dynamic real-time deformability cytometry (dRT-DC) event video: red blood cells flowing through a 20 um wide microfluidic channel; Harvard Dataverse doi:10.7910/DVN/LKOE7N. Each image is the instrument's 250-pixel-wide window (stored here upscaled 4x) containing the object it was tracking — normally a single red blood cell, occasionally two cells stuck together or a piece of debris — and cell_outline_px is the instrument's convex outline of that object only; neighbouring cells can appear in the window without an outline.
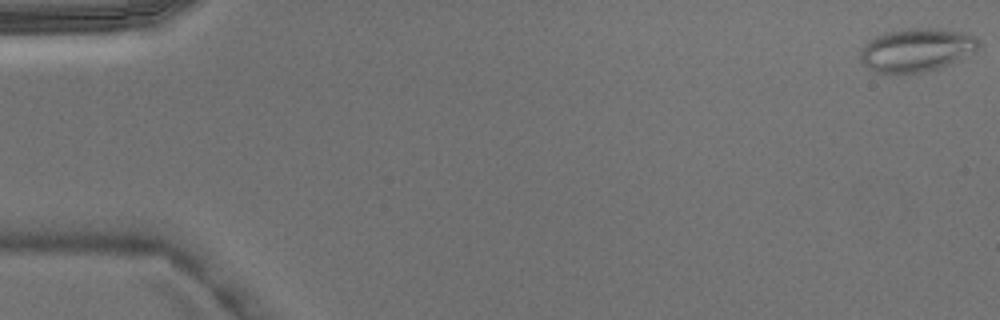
{"species": "Egyptian fruit bat (a non-hibernating species)", "species_latin": "Rousettus aegyptiacus", "temperature_condition": "warm", "stored_images_in_passage": 5, "camera_frame_rate_fps": 3000, "um_per_image_px": 0.085, "animal": {"sex": "male"}, "frame": {"image": 1, "passage_image": 1, "time_ms": 0.0, "image_size_px": [1000, 320], "cell_outline_px": [[980, 48], [976, 52], [948, 64], [936, 68], [920, 72], [872, 72], [860, 60], [860, 48], [868, 40], [884, 32], [908, 28], [936, 28], [960, 32], [972, 36], [980, 40]], "centroid_in_image_um": [77.88, 4.22], "position_along_channel_um": 7.1, "area_um2": 29.77}}
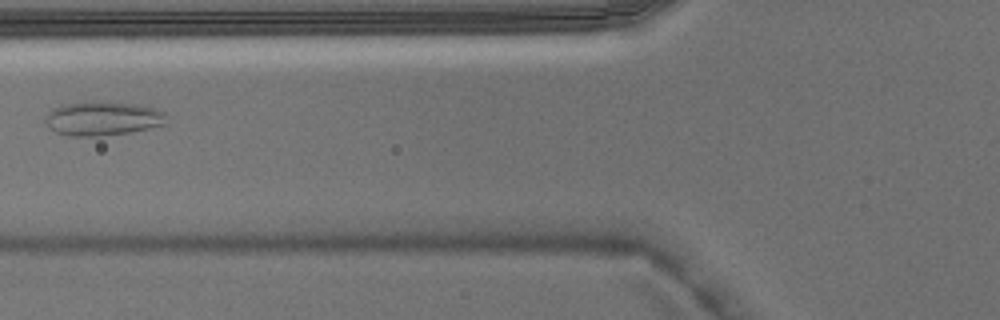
{"frame": {"image": 2, "passage_image": 5, "time_ms": 1.333, "image_size_px": [1000, 320], "cell_outline_px": [[164, 124], [132, 132], [100, 136], [68, 136], [56, 132], [48, 128], [44, 124], [44, 120], [48, 112], [52, 108], [60, 104], [84, 100], [144, 104], [156, 108], [164, 112]], "centroid_in_image_um": [8.65, 10.04], "position_along_channel_um": 117.1, "area_um2": 24.68}}